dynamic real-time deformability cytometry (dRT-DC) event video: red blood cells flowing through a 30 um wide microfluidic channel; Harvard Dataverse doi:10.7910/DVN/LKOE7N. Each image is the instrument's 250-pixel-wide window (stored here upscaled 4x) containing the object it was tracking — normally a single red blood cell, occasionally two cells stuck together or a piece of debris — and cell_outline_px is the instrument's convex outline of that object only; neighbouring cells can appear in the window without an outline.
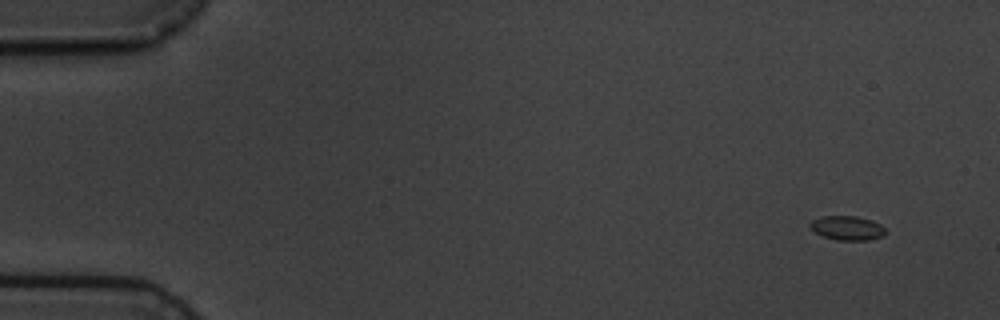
{"species": "common noctule bat (a hibernating species)", "species_latin": "Nyctalus noctula", "temperature_condition": "cold", "stored_images_in_passage": 4, "camera_frame_rate_fps": 3000, "um_per_image_px": 0.085, "animal": {"sex": "male", "body_mass_g": 19.5, "forearm_length_mm": 54.6}, "frame": {"image": 1, "passage_image": 1, "time_ms": 0.0, "image_size_px": [1000, 320], "cell_outline_px": [[888, 232], [884, 236], [868, 240], [836, 240], [824, 236], [816, 232], [808, 224], [812, 220], [820, 216], [856, 216], [872, 220], [880, 224]], "centroid_in_image_um": [72.05, 19.38], "position_along_channel_um": 13.0, "area_um2": 10.69}}